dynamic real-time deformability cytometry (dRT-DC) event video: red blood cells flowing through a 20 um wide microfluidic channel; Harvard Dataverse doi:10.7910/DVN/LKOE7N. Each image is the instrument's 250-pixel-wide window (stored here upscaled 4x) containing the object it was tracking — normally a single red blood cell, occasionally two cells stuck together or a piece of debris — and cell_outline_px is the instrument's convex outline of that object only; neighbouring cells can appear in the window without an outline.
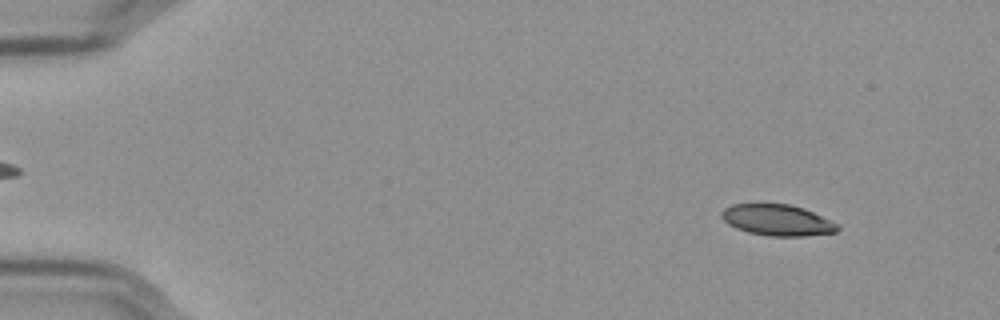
{"species": "Egyptian fruit bat (a non-hibernating species)", "species_latin": "Rousettus aegyptiacus", "temperature_condition": "cold", "stored_images_in_passage": 17, "camera_frame_rate_fps": 3000, "um_per_image_px": 0.085, "frame": {"image": 1, "passage_image": 6, "time_ms": 1.667, "image_size_px": [1000, 320], "cell_outline_px": [[840, 228], [836, 232], [804, 236], [768, 236], [748, 232], [736, 228], [728, 224], [720, 216], [720, 212], [724, 208], [732, 204], [788, 204], [804, 208], [840, 224]], "centroid_in_image_um": [66.08, 18.71], "position_along_channel_um": 18.9, "area_um2": 21.15}}